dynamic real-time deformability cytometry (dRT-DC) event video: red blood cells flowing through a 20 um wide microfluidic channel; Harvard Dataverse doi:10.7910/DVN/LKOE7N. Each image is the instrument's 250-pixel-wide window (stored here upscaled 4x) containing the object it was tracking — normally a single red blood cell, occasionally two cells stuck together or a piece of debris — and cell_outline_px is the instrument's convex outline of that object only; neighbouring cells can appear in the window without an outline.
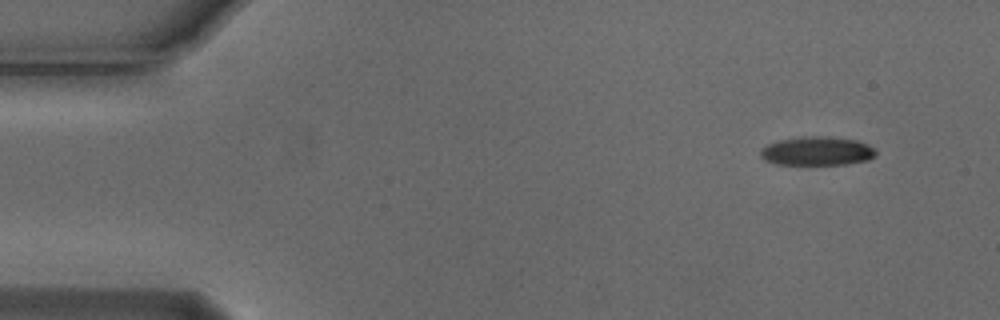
{"species": "Egyptian fruit bat (a non-hibernating species)", "species_latin": "Rousettus aegyptiacus", "temperature_condition": "cold", "stored_images_in_passage": 50, "camera_frame_rate_fps": 3000, "um_per_image_px": 0.085, "animal": {"sex": "male"}, "frame": {"image": 1, "passage_image": 1, "time_ms": 0.0, "image_size_px": [1000, 320], "cell_outline_px": [[876, 156], [868, 160], [844, 164], [776, 164], [764, 160], [760, 156], [760, 152], [768, 144], [780, 140], [804, 136], [828, 136], [856, 140], [868, 144], [876, 152]], "centroid_in_image_um": [69.46, 12.84], "position_along_channel_um": 15.5, "area_um2": 19.25}}
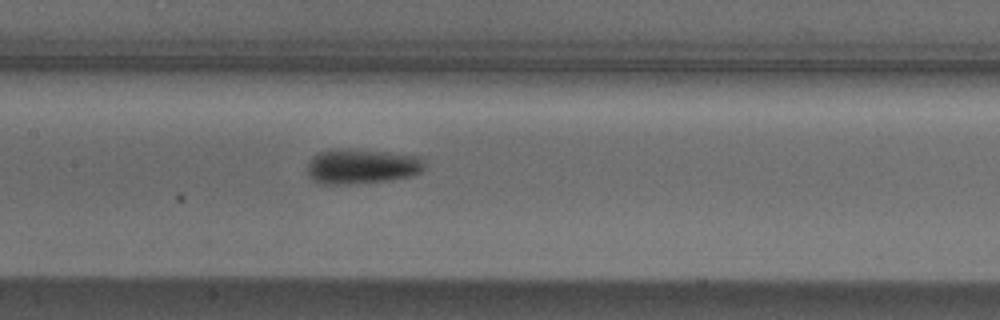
{"frame": {"image": 2, "passage_image": 22, "time_ms": 7.0, "image_size_px": [1000, 320], "cell_outline_px": [[424, 168], [420, 172], [412, 176], [392, 180], [348, 184], [320, 184], [312, 180], [308, 172], [308, 164], [312, 156], [316, 152], [336, 148], [424, 156]], "centroid_in_image_um": [30.74, 14.15], "position_along_channel_um": 176.7, "area_um2": 23.99}}
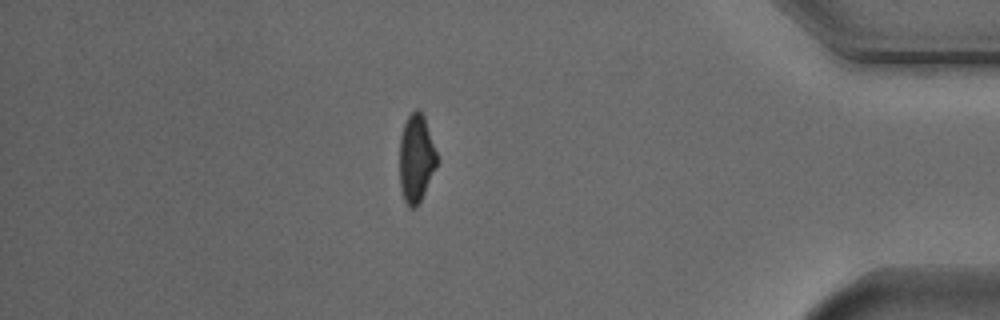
{"frame": {"image": 3, "passage_image": 43, "time_ms": 14.0, "image_size_px": [1000, 320], "cell_outline_px": [[440, 160], [416, 208], [408, 208], [404, 200], [400, 188], [400, 136], [404, 124], [408, 116], [416, 108], [420, 108], [424, 116]], "centroid_in_image_um": [35.39, 13.45], "position_along_channel_um": 399.8, "area_um2": 19.42}, "authors_computed_cell_mechanics": {"area_um2": 20.7502, "velocity_mm_per_s": 3.778, "shape_relaxation_time_tau1_ms": 2.1808, "shape_relaxation_time_tau2_ms": 3.0192, "deformation_change_tau1": 0.1411, "deformation_change_tau2": 0.112}}